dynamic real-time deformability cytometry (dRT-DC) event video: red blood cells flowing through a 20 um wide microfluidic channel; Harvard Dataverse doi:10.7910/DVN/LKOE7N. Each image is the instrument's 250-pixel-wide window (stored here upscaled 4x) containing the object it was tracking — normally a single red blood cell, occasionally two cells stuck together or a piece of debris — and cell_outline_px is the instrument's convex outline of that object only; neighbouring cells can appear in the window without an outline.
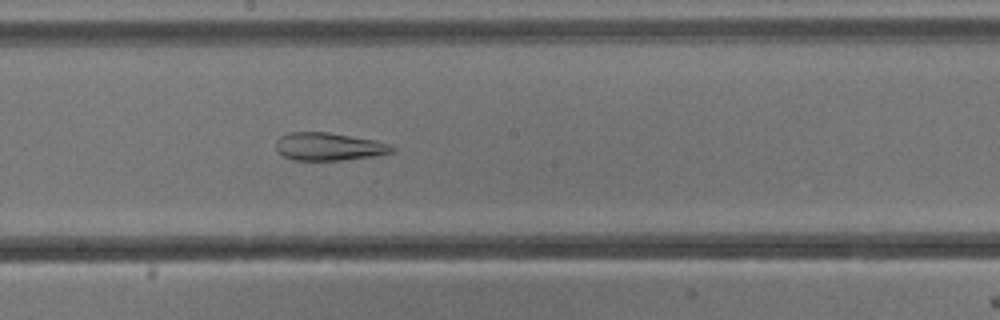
{"species": "common noctule bat (a hibernating species)", "species_latin": "Nyctalus noctula", "temperature_condition": "cold", "stored_images_in_passage": 37, "camera_frame_rate_fps": 3000, "um_per_image_px": 0.085, "animal": {"sex": "male", "body_mass_g": 13.3}, "frame": {"image": 1, "passage_image": 13, "time_ms": 4.0, "image_size_px": [1000, 320], "cell_outline_px": [[396, 152], [372, 156], [344, 160], [292, 160], [276, 152], [276, 140], [280, 136], [288, 132], [328, 132], [376, 140], [388, 144], [396, 148]], "centroid_in_image_um": [27.94, 12.46], "position_along_channel_um": 220.3, "area_um2": 19.02}}
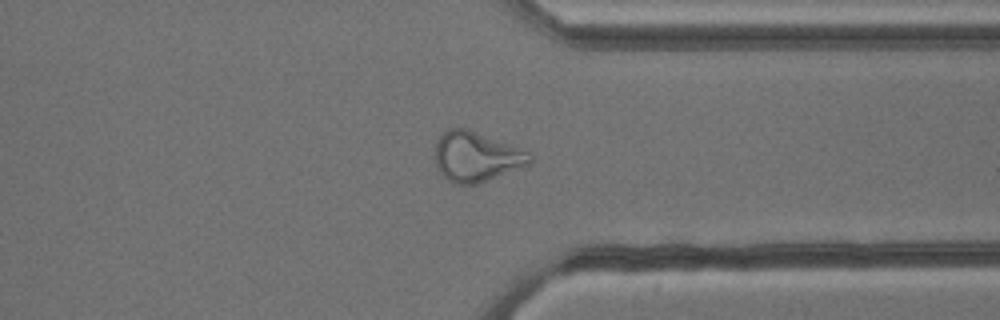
{"frame": {"image": 2, "passage_image": 25, "time_ms": 8.0, "image_size_px": [1000, 320], "cell_outline_px": [[532, 160], [528, 164], [476, 184], [456, 184], [448, 180], [436, 168], [436, 144], [440, 136], [448, 128], [464, 128], [532, 152]], "centroid_in_image_um": [40.47, 13.32], "position_along_channel_um": 370.9, "area_um2": 26.99}}
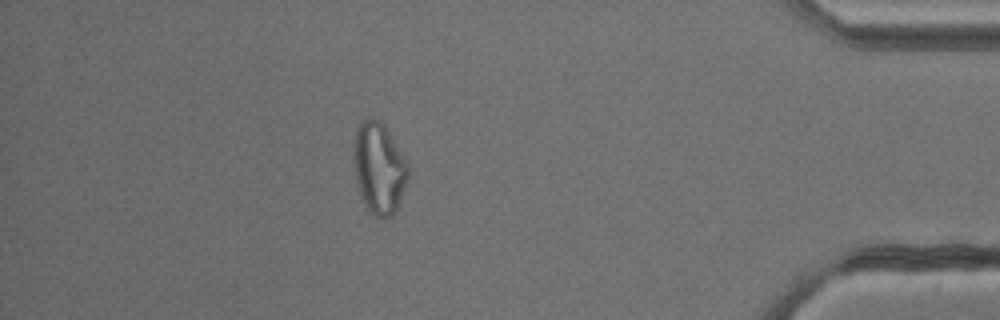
{"frame": {"image": 3, "passage_image": 31, "time_ms": 10.0, "image_size_px": [1000, 320], "cell_outline_px": [[408, 176], [396, 208], [392, 216], [384, 220], [368, 212], [364, 204], [356, 180], [356, 132], [360, 120], [372, 116], [380, 120], [384, 124], [404, 156], [408, 164]], "centroid_in_image_um": [32.24, 14.29], "position_along_channel_um": 403.0, "area_um2": 28.38}, "authors_computed_cell_mechanics": {"area_um2": 23.0044, "velocity_mm_per_s": 3.8204, "shape_relaxation_time_tau1_ms": null, "shape_relaxation_time_tau2_ms": 5.8431, "deformation_change_tau1": null, "deformation_change_tau2": 0.1631}}